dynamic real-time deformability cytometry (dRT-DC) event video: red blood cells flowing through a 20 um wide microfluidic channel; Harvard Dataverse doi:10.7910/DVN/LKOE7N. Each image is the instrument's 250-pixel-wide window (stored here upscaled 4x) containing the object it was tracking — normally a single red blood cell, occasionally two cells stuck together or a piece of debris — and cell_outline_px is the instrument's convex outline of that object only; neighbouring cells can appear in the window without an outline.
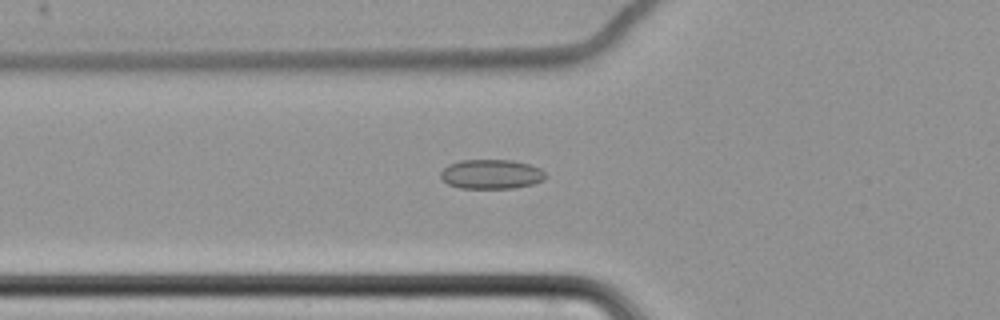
{"species": "common noctule bat (a hibernating species)", "species_latin": "Nyctalus noctula", "temperature_condition": "cold", "stored_images_in_passage": 41, "camera_frame_rate_fps": 3000, "um_per_image_px": 0.085, "animal": {"sex": "female", "body_mass_g": 22.7, "forearm_length_mm": 54.2}, "frame": {"image": 1, "passage_image": 3, "time_ms": 0.667, "image_size_px": [1000, 320], "cell_outline_px": [[544, 180], [532, 184], [512, 188], [460, 188], [448, 184], [440, 176], [440, 172], [448, 164], [460, 160], [512, 160], [528, 164], [540, 168], [544, 172]], "centroid_in_image_um": [41.73, 14.8], "position_along_channel_um": 84.1, "area_um2": 17.92}}
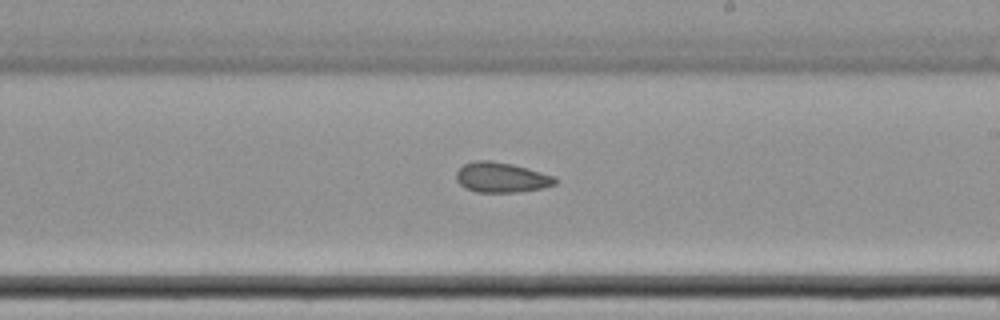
{"frame": {"image": 2, "passage_image": 17, "time_ms": 5.333, "image_size_px": [1000, 320], "cell_outline_px": [[556, 184], [544, 188], [516, 192], [476, 192], [464, 188], [456, 180], [456, 172], [464, 164], [476, 160], [492, 160], [512, 164], [556, 176]], "centroid_in_image_um": [42.61, 15.08], "position_along_channel_um": 246.4, "area_um2": 17.46}}
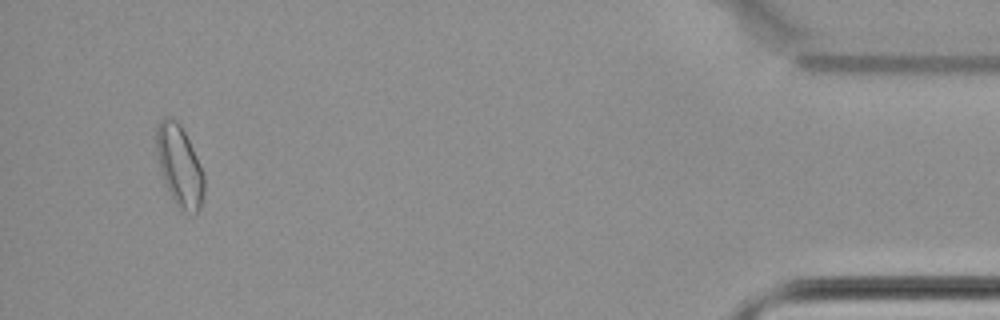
{"frame": {"image": 3, "passage_image": 38, "time_ms": 12.333, "image_size_px": [1000, 320], "cell_outline_px": [[204, 196], [200, 208], [196, 212], [184, 212], [176, 204], [168, 192], [164, 184], [160, 168], [156, 148], [156, 128], [160, 120], [164, 116], [168, 116], [176, 120], [180, 124], [204, 172]], "centroid_in_image_um": [15.25, 14.09], "position_along_channel_um": 419.9, "area_um2": 22.48}, "authors_computed_cell_mechanics": {"area_um2": 17.629, "velocity_mm_per_s": 3.4809, "shape_relaxation_time_tau1_ms": null, "shape_relaxation_time_tau2_ms": 6.2384, "deformation_change_tau1": null, "deformation_change_tau2": 0.1019}}